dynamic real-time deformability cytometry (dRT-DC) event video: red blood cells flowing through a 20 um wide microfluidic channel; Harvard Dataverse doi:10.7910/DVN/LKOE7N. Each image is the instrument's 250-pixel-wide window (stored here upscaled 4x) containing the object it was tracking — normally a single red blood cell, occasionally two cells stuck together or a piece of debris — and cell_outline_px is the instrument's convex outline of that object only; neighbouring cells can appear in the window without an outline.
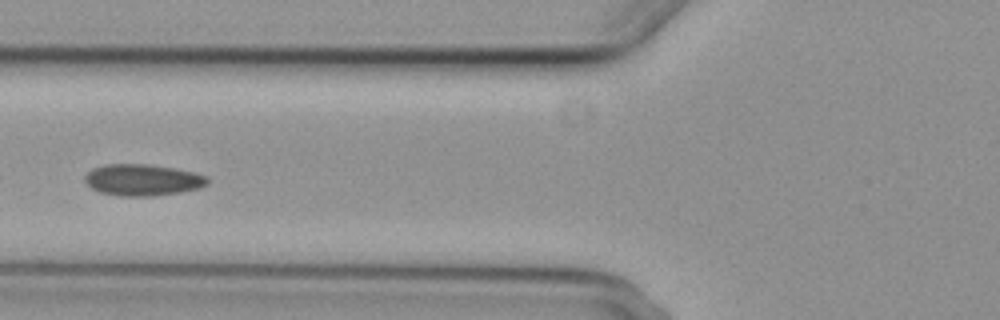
{"species": "common noctule bat (a hibernating species)", "species_latin": "Nyctalus noctula", "temperature_condition": "cold", "stored_images_in_passage": 5, "camera_frame_rate_fps": 3000, "um_per_image_px": 0.085, "animal": {"sex": "female", "body_mass_g": 29.2, "forearm_length_mm": 56.3}, "frame": {"image": 1, "passage_image": 5, "time_ms": 4.667, "image_size_px": [1000, 320], "cell_outline_px": [[208, 184], [200, 188], [180, 192], [152, 196], [120, 196], [100, 192], [92, 188], [84, 180], [84, 176], [92, 168], [108, 164], [148, 164], [176, 168], [208, 176]], "centroid_in_image_um": [12.13, 15.29], "position_along_channel_um": 113.7, "area_um2": 22.54}}